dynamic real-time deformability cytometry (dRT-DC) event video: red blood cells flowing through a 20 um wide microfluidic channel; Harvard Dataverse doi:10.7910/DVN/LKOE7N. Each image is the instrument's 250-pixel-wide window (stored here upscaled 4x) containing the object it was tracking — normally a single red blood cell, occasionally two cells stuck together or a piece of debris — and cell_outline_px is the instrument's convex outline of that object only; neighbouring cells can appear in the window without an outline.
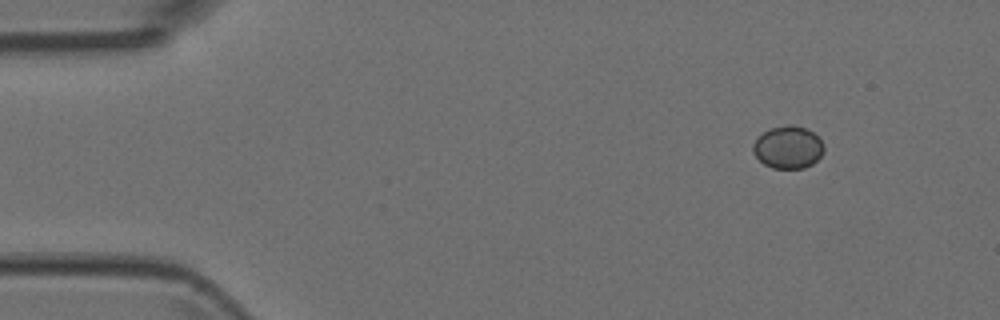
{"species": "Egyptian fruit bat (a non-hibernating species)", "species_latin": "Rousettus aegyptiacus", "temperature_condition": "room temperature", "stored_images_in_passage": 3, "camera_frame_rate_fps": 3000, "um_per_image_px": 0.085, "animal": {"sex": "female"}, "frame": {"image": 1, "passage_image": 3, "time_ms": 0.667, "image_size_px": [1000, 320], "cell_outline_px": [[824, 152], [812, 164], [804, 168], [772, 168], [764, 164], [752, 152], [752, 144], [764, 132], [772, 128], [788, 124], [792, 124], [808, 128], [824, 144]], "centroid_in_image_um": [66.99, 12.51], "position_along_channel_um": 18.0, "area_um2": 17.51}}